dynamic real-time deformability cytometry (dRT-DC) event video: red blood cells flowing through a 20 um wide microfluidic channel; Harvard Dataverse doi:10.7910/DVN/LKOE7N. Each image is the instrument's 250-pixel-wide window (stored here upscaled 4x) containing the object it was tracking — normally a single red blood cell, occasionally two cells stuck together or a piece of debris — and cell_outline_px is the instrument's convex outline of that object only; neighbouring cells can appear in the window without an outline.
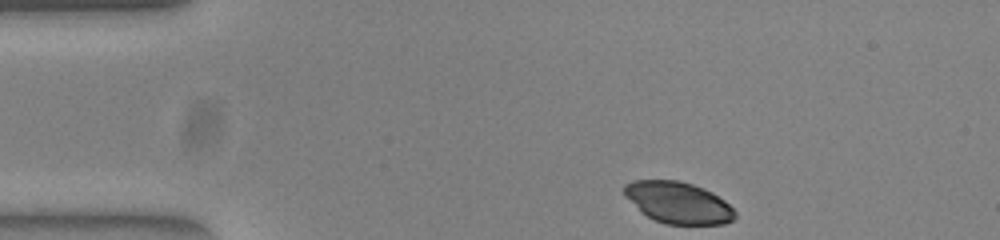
{"species": "common noctule bat (a hibernating species)", "species_latin": "Nyctalus noctula", "temperature_condition": "warm", "stored_images_in_passage": 39, "camera_frame_rate_fps": 3000, "um_per_image_px": 0.085, "animal": {"sex": "female", "body_mass_g": 23.0, "forearm_length_mm": 53.4}, "frame": {"image": 1, "passage_image": 1, "time_ms": 0.0, "image_size_px": [1000, 240], "cell_outline_px": [[736, 216], [732, 220], [724, 224], [664, 224], [640, 212], [624, 196], [624, 184], [632, 180], [676, 180], [692, 184], [704, 188], [712, 192], [724, 200], [736, 212]], "centroid_in_image_um": [57.62, 17.22], "position_along_channel_um": 27.4, "area_um2": 26.88}}
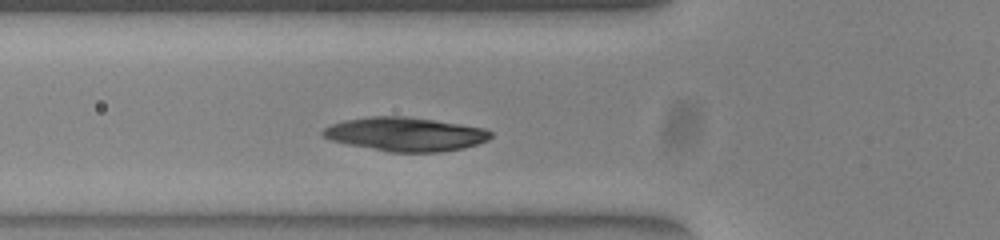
{"frame": {"image": 2, "passage_image": 11, "time_ms": 3.333, "image_size_px": [1000, 240], "cell_outline_px": [[492, 136], [488, 140], [464, 148], [440, 152], [388, 152], [328, 140], [320, 132], [324, 128], [332, 124], [344, 120], [372, 116], [404, 116], [460, 124], [484, 128], [492, 132]], "centroid_in_image_um": [34.44, 11.41], "position_along_channel_um": 91.4, "area_um2": 33.0}}
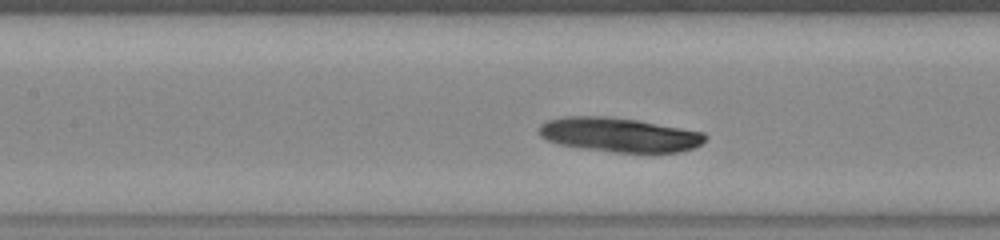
{"frame": {"image": 3, "passage_image": 16, "time_ms": 5.0, "image_size_px": [1000, 240], "cell_outline_px": [[708, 136], [696, 148], [680, 152], [612, 152], [580, 148], [560, 144], [548, 140], [540, 136], [540, 124], [548, 120], [560, 116], [608, 116], [636, 120], [704, 132]], "centroid_in_image_um": [52.64, 11.45], "position_along_channel_um": 154.8, "area_um2": 33.23}}